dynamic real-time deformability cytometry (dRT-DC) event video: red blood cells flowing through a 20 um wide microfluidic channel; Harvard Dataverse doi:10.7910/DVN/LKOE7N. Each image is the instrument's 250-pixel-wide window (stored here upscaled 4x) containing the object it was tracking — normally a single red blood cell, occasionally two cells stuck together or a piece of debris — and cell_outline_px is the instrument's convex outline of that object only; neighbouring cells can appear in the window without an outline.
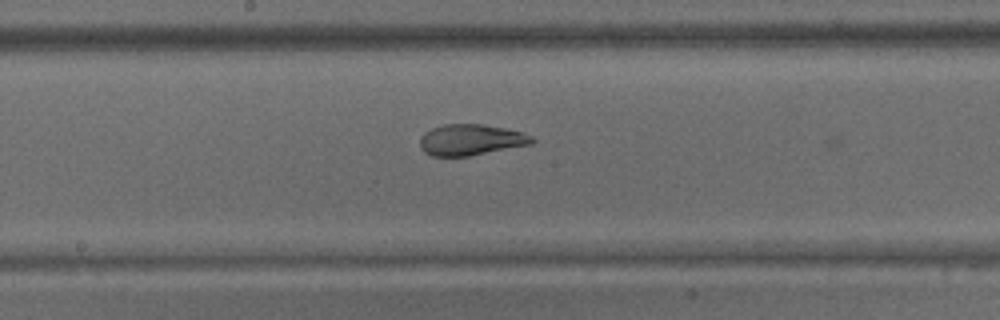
{"species": "common noctule bat (a hibernating species)", "species_latin": "Nyctalus noctula", "temperature_condition": "warm", "stored_images_in_passage": 28, "camera_frame_rate_fps": 3000, "um_per_image_px": 0.085, "animal": {"sex": "male", "body_mass_g": 15.6}, "frame": {"image": 1, "passage_image": 27, "time_ms": 8.667, "image_size_px": [1000, 320], "cell_outline_px": [[536, 140], [532, 144], [468, 156], [432, 156], [424, 152], [420, 148], [420, 136], [424, 132], [432, 128], [444, 124], [484, 124], [524, 132], [532, 136]], "centroid_in_image_um": [40.02, 11.88], "position_along_channel_um": 208.2, "area_um2": 20.4}}